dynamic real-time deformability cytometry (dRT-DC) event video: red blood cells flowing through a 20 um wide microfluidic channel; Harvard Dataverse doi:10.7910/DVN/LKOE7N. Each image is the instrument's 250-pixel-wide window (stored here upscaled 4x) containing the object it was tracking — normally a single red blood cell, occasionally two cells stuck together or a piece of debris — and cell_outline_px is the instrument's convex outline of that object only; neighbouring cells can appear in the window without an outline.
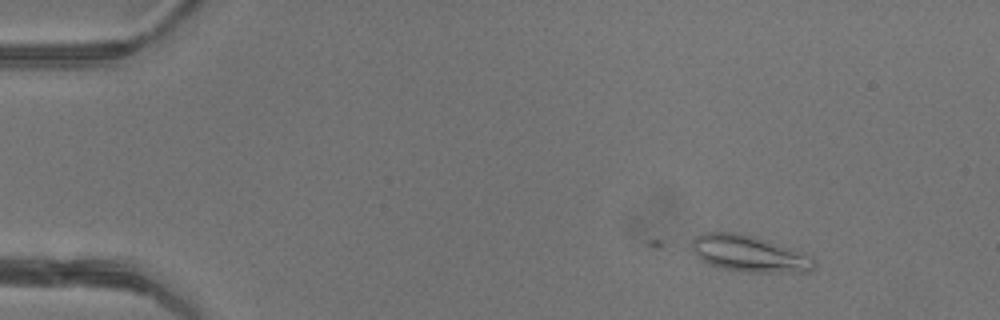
{"species": "common noctule bat (a hibernating species)", "species_latin": "Nyctalus noctula", "temperature_condition": "warm", "stored_images_in_passage": 4, "camera_frame_rate_fps": 3000, "um_per_image_px": 0.085, "animal": {"sex": "female"}, "frame": {"image": 1, "passage_image": 1, "time_ms": 0.0, "image_size_px": [1000, 320], "cell_outline_px": [[816, 268], [812, 272], [744, 272], [724, 268], [708, 264], [700, 260], [696, 256], [692, 248], [692, 240], [696, 236], [708, 232], [740, 232], [812, 256], [816, 260]], "centroid_in_image_um": [63.69, 21.58], "position_along_channel_um": 21.3, "area_um2": 25.89}}